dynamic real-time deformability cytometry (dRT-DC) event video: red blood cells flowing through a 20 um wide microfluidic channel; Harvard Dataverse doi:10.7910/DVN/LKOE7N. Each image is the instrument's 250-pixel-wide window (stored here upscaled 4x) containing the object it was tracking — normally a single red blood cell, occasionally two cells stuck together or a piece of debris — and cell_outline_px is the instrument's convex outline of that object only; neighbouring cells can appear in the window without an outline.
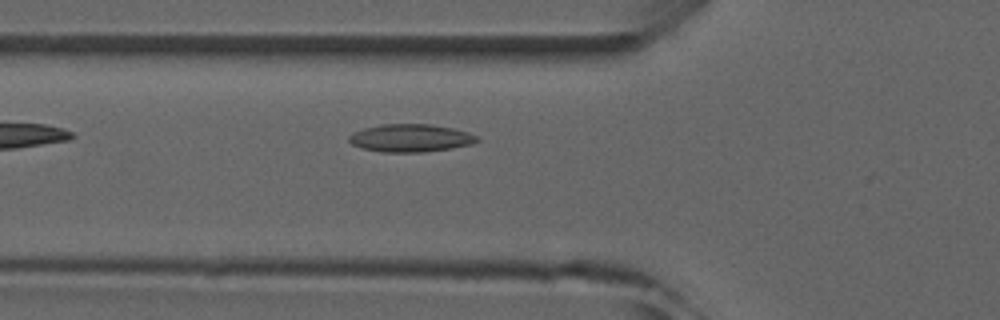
{"species": "common noctule bat (a hibernating species)", "species_latin": "Nyctalus noctula", "temperature_condition": "room temperature", "stored_images_in_passage": 5, "camera_frame_rate_fps": 3000, "um_per_image_px": 0.085, "animal": {"sex": "male", "forearm_length_mm": 52.5}, "frame": {"image": 1, "passage_image": 5, "time_ms": 4.667, "image_size_px": [1000, 320], "cell_outline_px": [[480, 140], [472, 144], [424, 152], [380, 152], [360, 148], [352, 144], [348, 140], [348, 136], [364, 128], [380, 124], [432, 124], [452, 128], [468, 132], [476, 136]], "centroid_in_image_um": [34.87, 11.73], "position_along_channel_um": 90.9, "area_um2": 20.69}}